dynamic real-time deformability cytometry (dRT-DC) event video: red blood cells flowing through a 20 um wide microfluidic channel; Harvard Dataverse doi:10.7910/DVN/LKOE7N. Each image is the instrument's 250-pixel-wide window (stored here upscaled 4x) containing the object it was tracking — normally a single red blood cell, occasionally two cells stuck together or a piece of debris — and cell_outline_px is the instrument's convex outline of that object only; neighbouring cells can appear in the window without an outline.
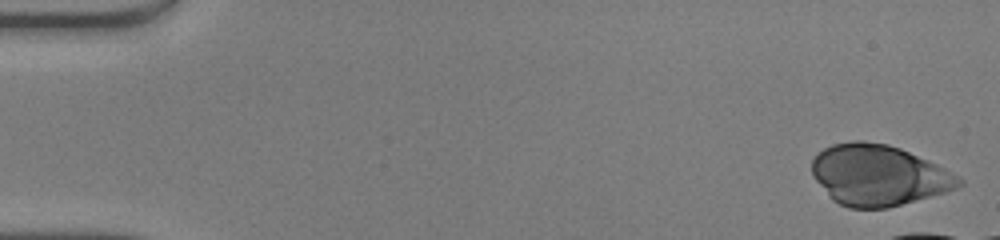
{"species": "human", "species_latin": "Homo sapiens", "temperature_condition": "warm", "stored_images_in_passage": 12, "camera_frame_rate_fps": 3000, "um_per_image_px": 0.085, "donor": {"sex": "male"}, "frame": {"image": 1, "passage_image": 1, "time_ms": 0.0, "image_size_px": [1000, 240], "cell_outline_px": [[964, 184], [956, 188], [944, 192], [888, 208], [848, 208], [832, 200], [828, 196], [816, 180], [812, 172], [812, 160], [824, 148], [832, 144], [852, 140], [864, 140], [888, 144], [900, 148], [928, 160], [944, 168], [964, 180]], "centroid_in_image_um": [74.65, 14.88], "position_along_channel_um": 10.3, "area_um2": 51.96}}
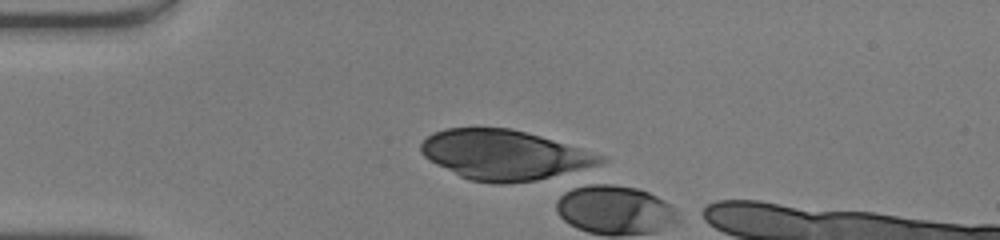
{"frame": {"image": 2, "passage_image": 12, "time_ms": 3.667, "image_size_px": [1000, 240], "cell_outline_px": [[608, 160], [592, 168], [536, 180], [504, 184], [496, 184], [468, 180], [428, 160], [420, 152], [420, 144], [432, 132], [444, 128], [512, 128], [540, 136], [580, 148], [604, 156]], "centroid_in_image_um": [42.86, 13.17], "position_along_channel_um": 42.1, "area_um2": 52.25}}